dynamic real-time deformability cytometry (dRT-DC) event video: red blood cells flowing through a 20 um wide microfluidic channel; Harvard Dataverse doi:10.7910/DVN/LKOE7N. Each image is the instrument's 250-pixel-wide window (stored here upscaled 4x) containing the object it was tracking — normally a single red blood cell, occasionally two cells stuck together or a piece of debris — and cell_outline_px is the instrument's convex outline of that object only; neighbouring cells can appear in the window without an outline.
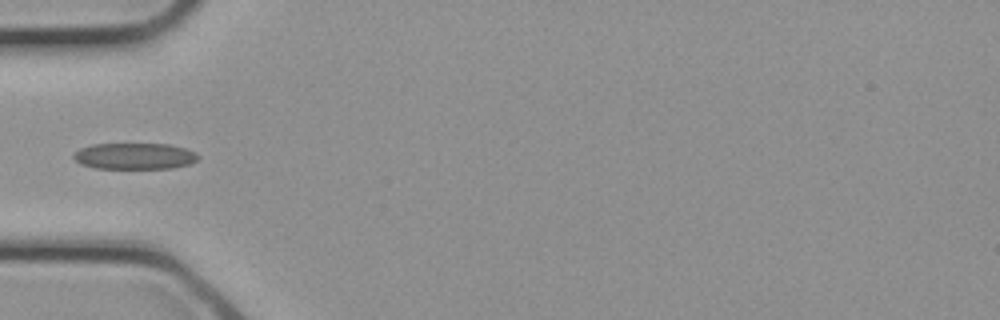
{"species": "common noctule bat (a hibernating species)", "species_latin": "Nyctalus noctula", "temperature_condition": "cold", "stored_images_in_passage": 12, "camera_frame_rate_fps": 3000, "um_per_image_px": 0.085, "animal": {"sex": "female", "body_mass_g": 21.9}, "frame": {"image": 1, "passage_image": 9, "time_ms": 2.667, "image_size_px": [1000, 320], "cell_outline_px": [[200, 156], [196, 160], [188, 164], [172, 168], [96, 168], [80, 164], [72, 156], [80, 148], [92, 144], [168, 144], [184, 148], [196, 152]], "centroid_in_image_um": [11.44, 13.26], "position_along_channel_um": 73.6, "area_um2": 18.96}}
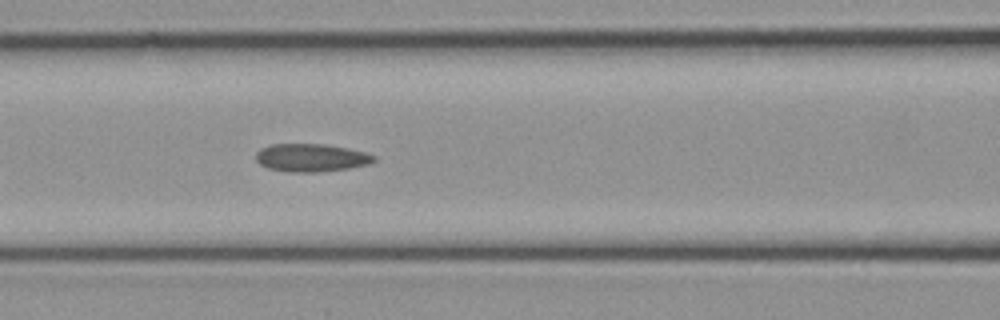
{"frame": {"image": 2, "passage_image": 12, "time_ms": 3.667, "image_size_px": [1000, 320], "cell_outline_px": [[376, 160], [368, 164], [348, 168], [316, 172], [288, 172], [268, 168], [260, 164], [256, 160], [256, 152], [260, 148], [272, 144], [324, 144], [348, 148], [364, 152], [376, 156]], "centroid_in_image_um": [26.43, 13.4], "position_along_channel_um": 140.2, "area_um2": 19.19}}